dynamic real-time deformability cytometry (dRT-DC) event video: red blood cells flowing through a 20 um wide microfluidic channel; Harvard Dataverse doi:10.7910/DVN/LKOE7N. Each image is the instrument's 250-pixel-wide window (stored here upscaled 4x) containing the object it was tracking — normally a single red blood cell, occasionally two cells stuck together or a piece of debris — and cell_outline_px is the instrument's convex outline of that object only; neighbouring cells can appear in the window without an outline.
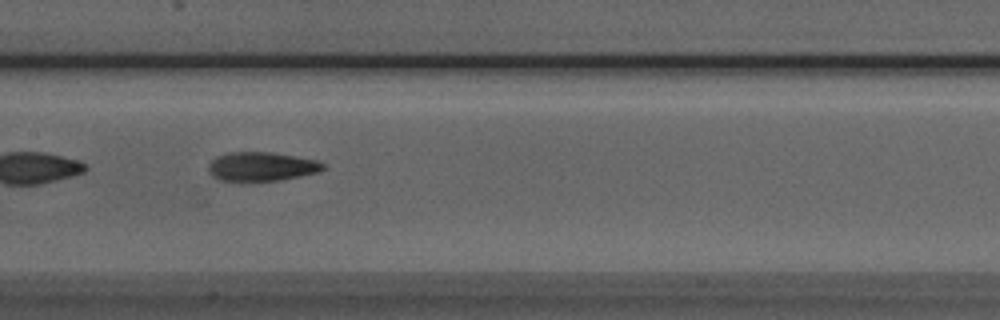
{"species": "Egyptian fruit bat (a non-hibernating species)", "species_latin": "Rousettus aegyptiacus", "temperature_condition": "room temperature", "stored_images_in_passage": 8, "camera_frame_rate_fps": 3000, "um_per_image_px": 0.085, "animal": {"sex": "male"}, "frame": {"image": 1, "passage_image": 6, "time_ms": 6.667, "image_size_px": [1000, 320], "cell_outline_px": [[324, 168], [316, 172], [280, 180], [220, 180], [212, 176], [208, 172], [208, 164], [216, 156], [228, 152], [272, 152], [296, 156], [316, 160], [324, 164]], "centroid_in_image_um": [22.18, 14.13], "position_along_channel_um": 185.2, "area_um2": 19.13}}
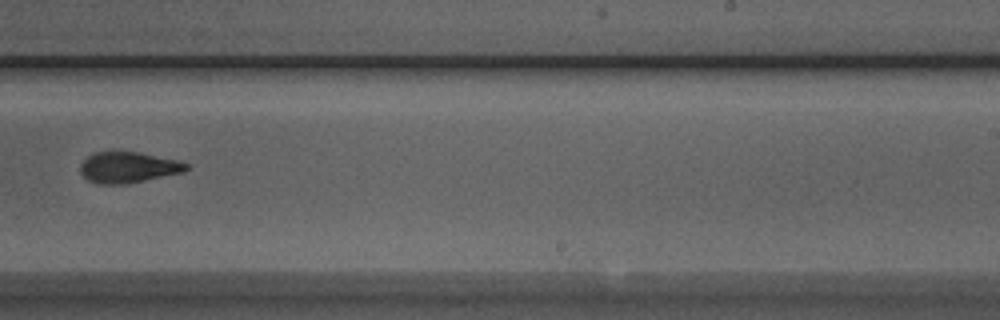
{"frame": {"image": 2, "passage_image": 8, "time_ms": 9.0, "image_size_px": [1000, 320], "cell_outline_px": [[188, 168], [184, 172], [124, 184], [96, 184], [88, 180], [80, 172], [80, 164], [88, 156], [96, 152], [136, 152], [180, 160], [188, 164]], "centroid_in_image_um": [10.89, 14.23], "position_along_channel_um": 278.1, "area_um2": 18.96}}